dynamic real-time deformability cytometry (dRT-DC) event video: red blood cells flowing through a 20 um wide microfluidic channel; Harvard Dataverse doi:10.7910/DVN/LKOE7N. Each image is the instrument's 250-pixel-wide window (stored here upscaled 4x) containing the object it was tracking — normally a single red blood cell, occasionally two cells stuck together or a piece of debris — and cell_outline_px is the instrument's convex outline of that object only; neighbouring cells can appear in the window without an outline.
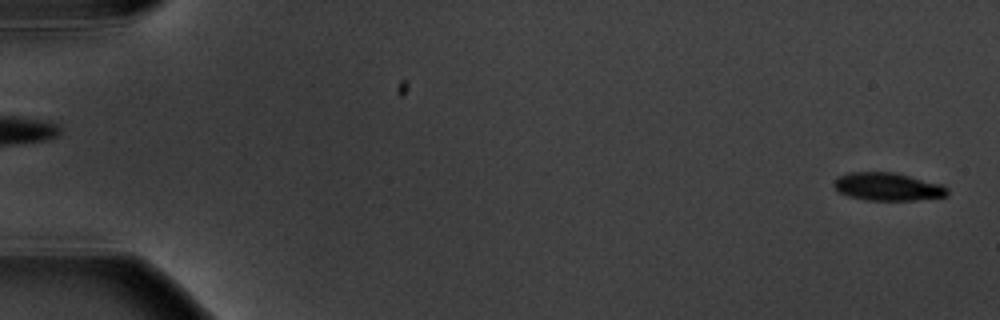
{"species": "common noctule bat (a hibernating species)", "species_latin": "Nyctalus noctula", "temperature_condition": "warm", "stored_images_in_passage": 6, "segment_of_instrument_passage": [2, 2], "camera_frame_rate_fps": 3000, "um_per_image_px": 0.085, "animal": {"sex": "male", "body_mass_g": 20.1, "forearm_length_mm": 53.5}, "frame": {"image": 1, "passage_image": 6, "time_ms": 6.667, "image_size_px": [1000, 320], "cell_outline_px": [[948, 196], [916, 200], [868, 200], [848, 196], [840, 192], [832, 184], [840, 176], [848, 172], [896, 172], [944, 184], [948, 188]], "centroid_in_image_um": [75.52, 15.86], "position_along_channel_um": 9.5, "area_um2": 18.61}}